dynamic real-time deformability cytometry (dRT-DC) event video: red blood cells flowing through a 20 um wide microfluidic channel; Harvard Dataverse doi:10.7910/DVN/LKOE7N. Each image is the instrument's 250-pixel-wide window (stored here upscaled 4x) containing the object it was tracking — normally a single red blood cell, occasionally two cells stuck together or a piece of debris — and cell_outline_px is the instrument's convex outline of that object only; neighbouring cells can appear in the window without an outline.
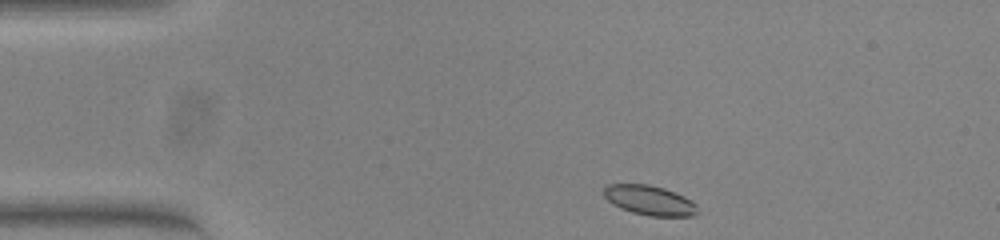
{"species": "common noctule bat (a hibernating species)", "species_latin": "Nyctalus noctula", "temperature_condition": "warm", "stored_images_in_passage": 45, "camera_frame_rate_fps": 3000, "um_per_image_px": 0.085, "animal": {"sex": "female", "body_mass_g": 23.0, "forearm_length_mm": 53.4}, "frame": {"image": 1, "passage_image": 1, "time_ms": 0.0, "image_size_px": [1000, 240], "cell_outline_px": [[696, 212], [692, 216], [648, 216], [632, 212], [620, 208], [612, 204], [604, 196], [604, 188], [608, 184], [648, 184], [664, 188], [684, 196], [692, 200], [696, 204]], "centroid_in_image_um": [55.19, 17.02], "position_along_channel_um": 29.8, "area_um2": 16.18}}
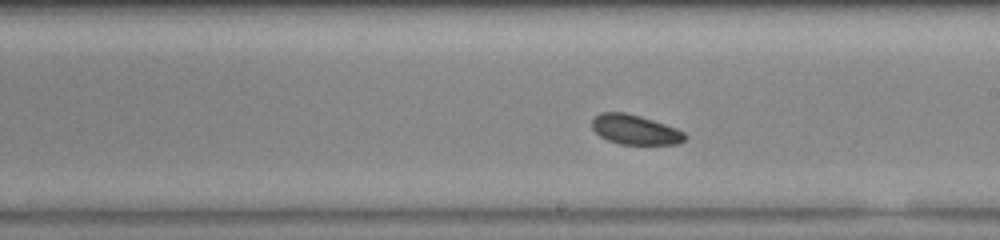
{"frame": {"image": 2, "passage_image": 22, "time_ms": 7.0, "image_size_px": [1000, 240], "cell_outline_px": [[688, 136], [680, 144], [620, 144], [608, 140], [600, 136], [592, 128], [592, 120], [600, 112], [624, 112], [640, 116], [676, 128], [684, 132]], "centroid_in_image_um": [53.99, 11.02], "position_along_channel_um": 235.0, "area_um2": 16.01}}
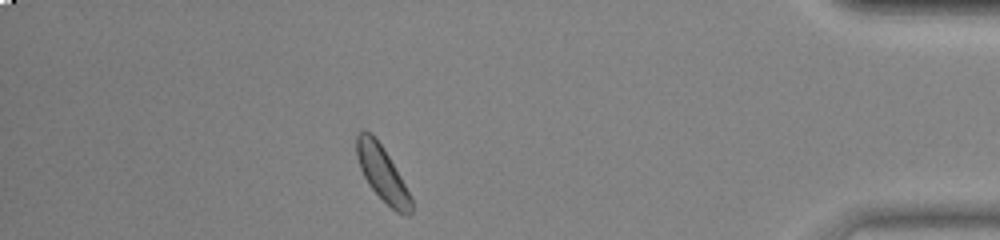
{"frame": {"image": 3, "passage_image": 39, "time_ms": 12.667, "image_size_px": [1000, 240], "cell_outline_px": [[412, 212], [408, 216], [404, 216], [396, 212], [368, 184], [360, 168], [356, 156], [356, 136], [360, 132], [368, 132], [380, 144], [388, 156], [412, 196]], "centroid_in_image_um": [32.51, 14.81], "position_along_channel_um": 402.7, "area_um2": 17.05}, "authors_computed_cell_mechanics": {"area_um2": 16.762, "velocity_mm_per_s": 3.7601, "shape_relaxation_time_tau1_ms": 1.6589, "shape_relaxation_time_tau2_ms": 4.9697, "deformation_change_tau1": 0.0425, "deformation_change_tau2": 0.0928}}